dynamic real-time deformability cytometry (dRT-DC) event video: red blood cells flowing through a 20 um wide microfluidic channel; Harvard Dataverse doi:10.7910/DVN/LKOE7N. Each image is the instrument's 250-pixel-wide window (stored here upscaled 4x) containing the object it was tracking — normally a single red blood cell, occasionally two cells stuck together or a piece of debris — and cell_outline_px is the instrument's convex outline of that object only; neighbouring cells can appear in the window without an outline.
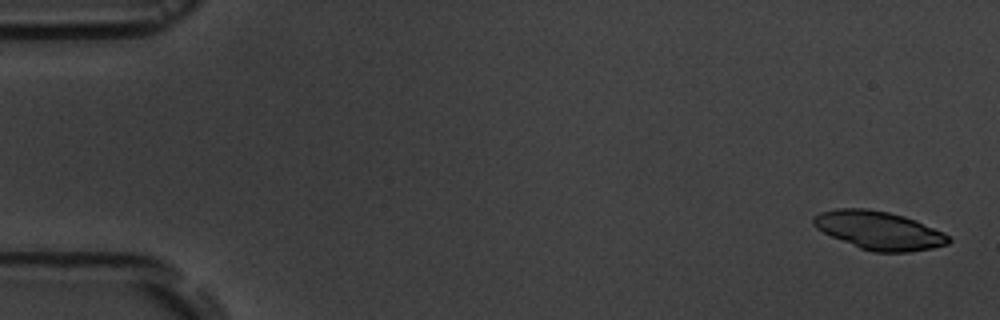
{"species": "common noctule bat (a hibernating species)", "species_latin": "Nyctalus noctula", "temperature_condition": "room temperature", "stored_images_in_passage": 6, "camera_frame_rate_fps": 3000, "um_per_image_px": 0.085, "animal": {"sex": "male", "body_mass_g": 19.5, "forearm_length_mm": 54.6}, "frame": {"image": 1, "passage_image": 1, "time_ms": 0.0, "image_size_px": [1000, 320], "cell_outline_px": [[952, 240], [948, 244], [932, 248], [908, 252], [872, 252], [860, 248], [832, 236], [816, 228], [812, 224], [812, 216], [820, 212], [836, 208], [868, 208], [888, 212], [904, 216], [916, 220], [944, 232]], "centroid_in_image_um": [74.71, 19.57], "position_along_channel_um": 10.3, "area_um2": 30.23}}